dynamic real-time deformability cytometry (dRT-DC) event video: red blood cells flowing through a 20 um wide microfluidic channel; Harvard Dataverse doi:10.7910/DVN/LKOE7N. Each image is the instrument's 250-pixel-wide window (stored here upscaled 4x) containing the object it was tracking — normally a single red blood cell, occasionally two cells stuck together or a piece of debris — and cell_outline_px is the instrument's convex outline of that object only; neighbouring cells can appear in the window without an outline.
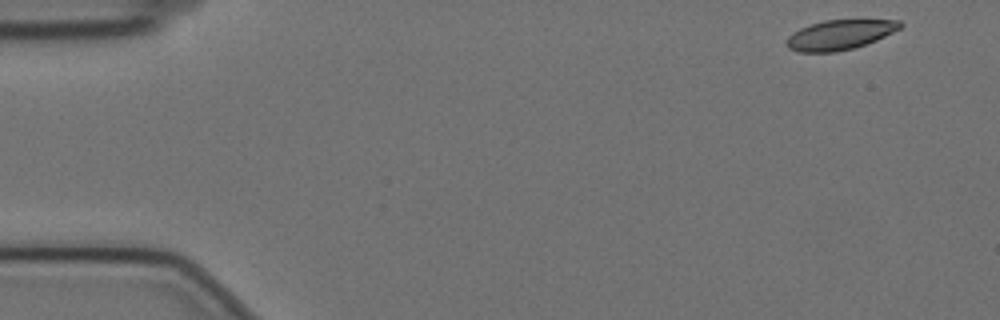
{"species": "Egyptian fruit bat (a non-hibernating species)", "species_latin": "Rousettus aegyptiacus", "temperature_condition": "cold", "stored_images_in_passage": 19, "camera_frame_rate_fps": 3000, "um_per_image_px": 0.085, "animal": {"sex": "female"}, "frame": {"image": 1, "passage_image": 1, "time_ms": 0.0, "image_size_px": [1000, 320], "cell_outline_px": [[904, 24], [900, 28], [876, 40], [852, 48], [836, 52], [800, 52], [788, 48], [784, 44], [788, 36], [792, 32], [800, 28], [824, 20], [900, 20]], "centroid_in_image_um": [71.34, 2.96], "position_along_channel_um": 13.7, "area_um2": 19.59}}
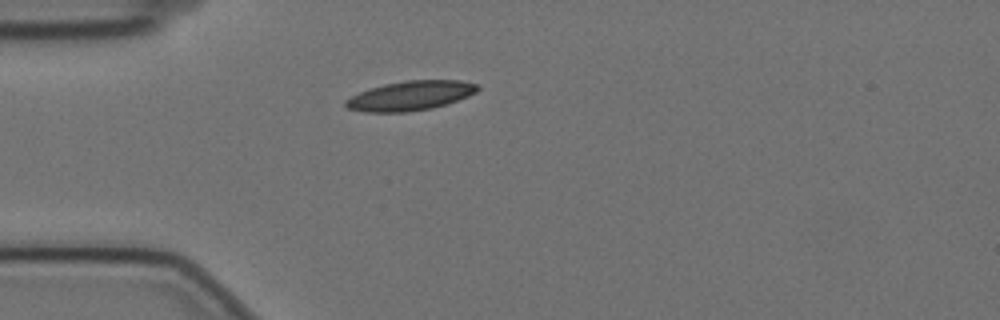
{"frame": {"image": 2, "passage_image": 13, "time_ms": 4.0, "image_size_px": [1000, 320], "cell_outline_px": [[480, 88], [476, 92], [468, 96], [448, 104], [432, 108], [408, 112], [364, 112], [348, 108], [344, 104], [344, 100], [360, 92], [384, 84], [408, 80], [460, 80], [480, 84]], "centroid_in_image_um": [34.92, 8.13], "position_along_channel_um": 50.1, "area_um2": 22.72}}
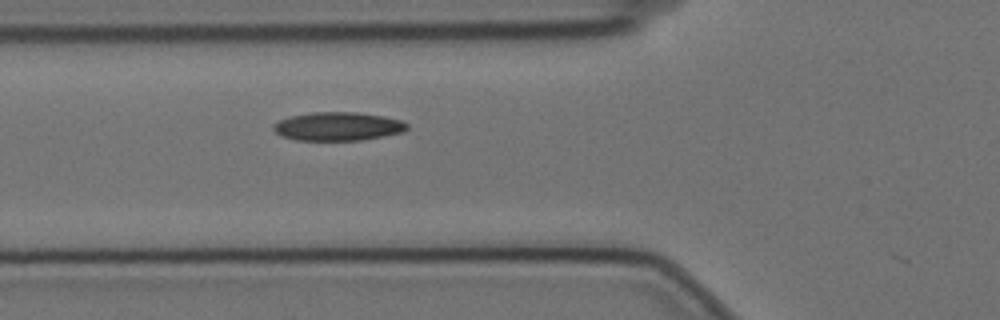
{"frame": {"image": 3, "passage_image": 18, "time_ms": 5.667, "image_size_px": [1000, 320], "cell_outline_px": [[408, 128], [404, 132], [384, 136], [360, 140], [296, 140], [280, 136], [272, 128], [272, 124], [280, 120], [292, 116], [312, 112], [356, 112], [384, 116], [400, 120], [408, 124]], "centroid_in_image_um": [28.72, 10.74], "position_along_channel_um": 97.1, "area_um2": 22.25}}